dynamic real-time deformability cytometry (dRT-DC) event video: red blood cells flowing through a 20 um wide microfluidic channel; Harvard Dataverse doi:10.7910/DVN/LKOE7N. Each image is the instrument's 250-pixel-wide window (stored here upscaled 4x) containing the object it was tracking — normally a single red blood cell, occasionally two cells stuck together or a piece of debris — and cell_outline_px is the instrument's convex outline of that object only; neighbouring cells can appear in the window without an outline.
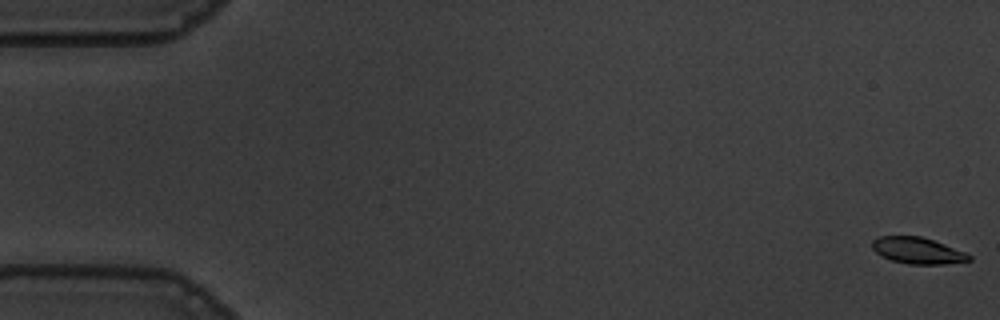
{"species": "common noctule bat (a hibernating species)", "species_latin": "Nyctalus noctula", "temperature_condition": "warm", "stored_images_in_passage": 56, "camera_frame_rate_fps": 3000, "um_per_image_px": 0.085, "animal": {"sex": "male", "body_mass_g": 19.5, "forearm_length_mm": 54.6}, "frame": {"image": 1, "passage_image": 1, "time_ms": 0.0, "image_size_px": [1000, 320], "cell_outline_px": [[972, 260], [944, 264], [908, 264], [892, 260], [876, 252], [872, 248], [872, 240], [880, 236], [920, 236], [944, 244], [964, 252], [972, 256]], "centroid_in_image_um": [78.0, 21.3], "position_along_channel_um": 7.0, "area_um2": 14.68}}
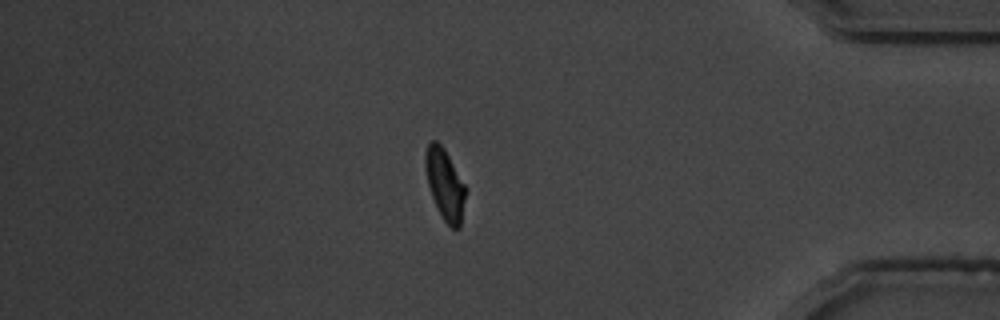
{"frame": {"image": 2, "passage_image": 48, "time_ms": 15.667, "image_size_px": [1000, 320], "cell_outline_px": [[468, 188], [460, 228], [452, 228], [444, 220], [432, 196], [428, 184], [424, 164], [424, 156], [428, 144], [432, 140], [436, 140], [444, 148]], "centroid_in_image_um": [37.85, 15.65], "position_along_channel_um": 397.4, "area_um2": 16.76}}
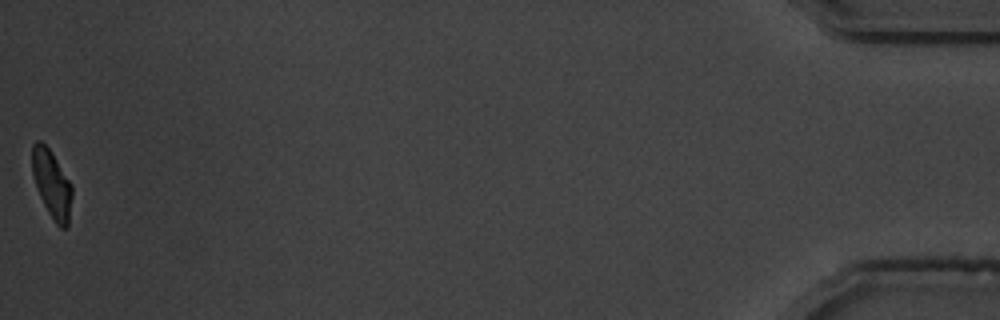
{"frame": {"image": 3, "passage_image": 56, "time_ms": 18.333, "image_size_px": [1000, 320], "cell_outline_px": [[72, 196], [68, 228], [60, 228], [56, 224], [48, 212], [36, 188], [32, 172], [32, 144], [36, 140], [40, 140], [48, 148], [72, 184]], "centroid_in_image_um": [4.4, 15.66], "position_along_channel_um": 430.8, "area_um2": 15.72}, "authors_computed_cell_mechanics": {"area_um2": 16.2129, "velocity_mm_per_s": 3.6506, "shape_relaxation_time_tau1_ms": 2.5066, "shape_relaxation_time_tau2_ms": null, "deformation_change_tau1": 0.1505, "deformation_change_tau2": null}}